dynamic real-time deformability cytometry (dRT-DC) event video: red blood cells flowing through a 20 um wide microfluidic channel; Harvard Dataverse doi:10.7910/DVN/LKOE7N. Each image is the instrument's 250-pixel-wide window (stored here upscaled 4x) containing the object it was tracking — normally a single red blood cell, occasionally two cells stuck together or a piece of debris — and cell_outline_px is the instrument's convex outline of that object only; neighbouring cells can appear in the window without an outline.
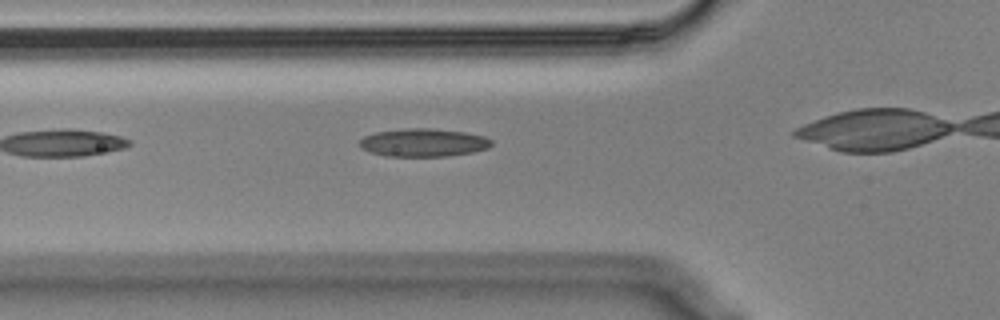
{"species": "Egyptian fruit bat (a non-hibernating species)", "species_latin": "Rousettus aegyptiacus", "temperature_condition": "cold", "stored_images_in_passage": 10, "camera_frame_rate_fps": 3000, "um_per_image_px": 0.085, "animal": {"sex": "male"}, "frame": {"image": 1, "passage_image": 2, "time_ms": 0.333, "image_size_px": [1000, 320], "cell_outline_px": [[492, 144], [488, 148], [472, 152], [448, 156], [384, 156], [360, 148], [360, 140], [364, 136], [376, 132], [404, 128], [432, 128], [464, 132], [484, 136], [492, 140]], "centroid_in_image_um": [35.99, 12.12], "position_along_channel_um": 89.8, "area_um2": 21.56}}